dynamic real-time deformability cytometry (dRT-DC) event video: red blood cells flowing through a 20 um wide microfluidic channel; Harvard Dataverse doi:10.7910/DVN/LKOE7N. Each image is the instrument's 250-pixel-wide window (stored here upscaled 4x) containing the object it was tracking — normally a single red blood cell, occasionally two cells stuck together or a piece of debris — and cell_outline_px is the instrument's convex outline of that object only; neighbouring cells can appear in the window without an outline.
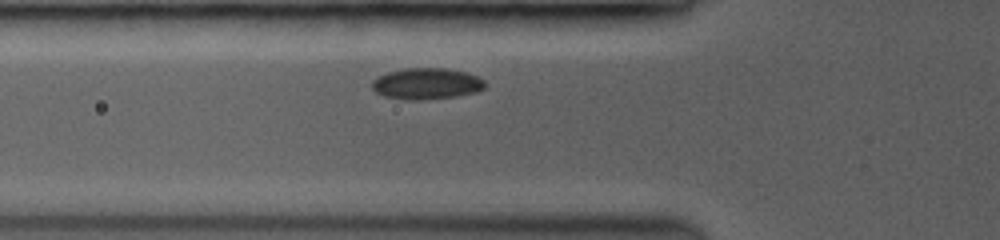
{"species": "common noctule bat (a hibernating species)", "species_latin": "Nyctalus noctula", "temperature_condition": "room temperature", "stored_images_in_passage": 37, "camera_frame_rate_fps": 3500, "um_per_image_px": 0.085, "animal": {"sex": "female", "body_mass_g": 19.0, "forearm_length_mm": 53.3}, "frame": {"image": 1, "passage_image": 7, "time_ms": 1.714, "image_size_px": [1000, 240], "cell_outline_px": [[484, 88], [476, 92], [452, 96], [384, 96], [376, 92], [372, 88], [372, 80], [376, 76], [388, 72], [404, 68], [444, 68], [464, 72], [476, 76], [484, 80]], "centroid_in_image_um": [36.25, 7.03], "position_along_channel_um": 89.6, "area_um2": 19.25}}
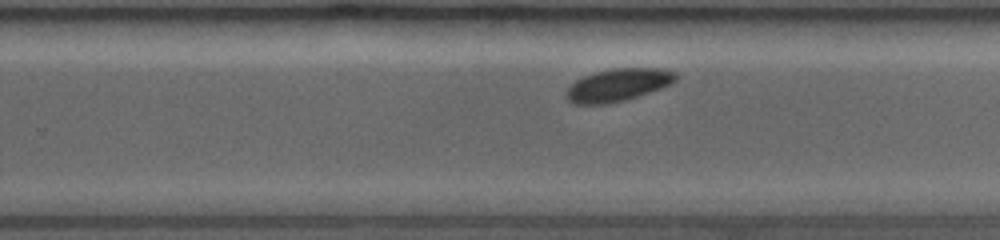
{"frame": {"image": 2, "passage_image": 24, "time_ms": 6.571, "image_size_px": [1000, 240], "cell_outline_px": [[676, 80], [672, 84], [636, 96], [608, 104], [576, 104], [568, 100], [568, 88], [576, 80], [584, 76], [596, 72], [616, 68], [656, 68], [676, 72]], "centroid_in_image_um": [52.55, 7.21], "position_along_channel_um": 277.3, "area_um2": 20.29}}
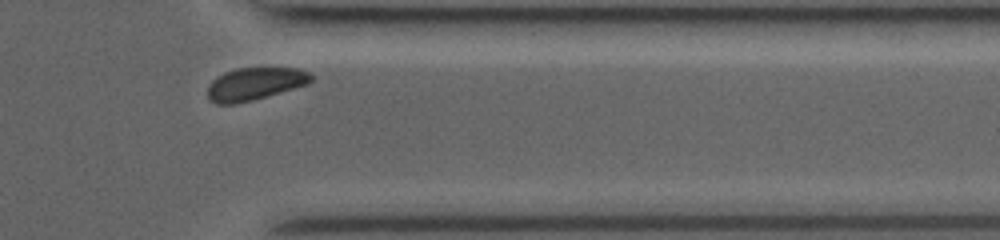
{"frame": {"image": 3, "passage_image": 34, "time_ms": 9.429, "image_size_px": [1000, 240], "cell_outline_px": [[312, 80], [308, 84], [252, 100], [236, 104], [216, 104], [208, 100], [208, 84], [212, 80], [224, 72], [236, 68], [296, 68], [308, 72], [312, 76]], "centroid_in_image_um": [21.62, 7.13], "position_along_channel_um": 389.8, "area_um2": 19.59}}